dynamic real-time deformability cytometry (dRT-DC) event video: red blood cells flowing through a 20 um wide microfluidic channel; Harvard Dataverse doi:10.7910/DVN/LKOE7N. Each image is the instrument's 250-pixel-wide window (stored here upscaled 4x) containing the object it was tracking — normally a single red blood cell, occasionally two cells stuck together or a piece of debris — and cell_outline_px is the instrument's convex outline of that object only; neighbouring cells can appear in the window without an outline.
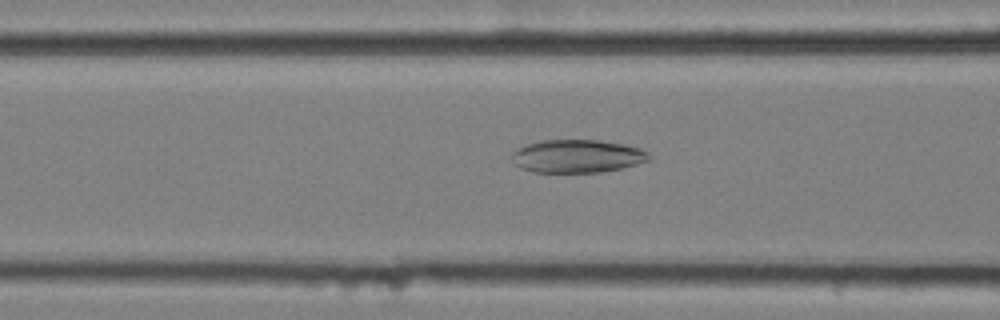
{"species": "common noctule bat (a hibernating species)", "species_latin": "Nyctalus noctula", "temperature_condition": "cold", "stored_images_in_passage": 55, "camera_frame_rate_fps": 3000, "um_per_image_px": 0.085, "animal": {"sex": "female", "body_mass_g": 25.1}, "frame": {"image": 1, "passage_image": 21, "time_ms": 6.667, "image_size_px": [1000, 320], "cell_outline_px": [[652, 160], [620, 168], [600, 172], [532, 172], [520, 168], [512, 164], [508, 156], [512, 152], [528, 144], [540, 140], [600, 140], [624, 144], [640, 148], [648, 152], [652, 156]], "centroid_in_image_um": [49.04, 13.27], "position_along_channel_um": 117.6, "area_um2": 26.76}}
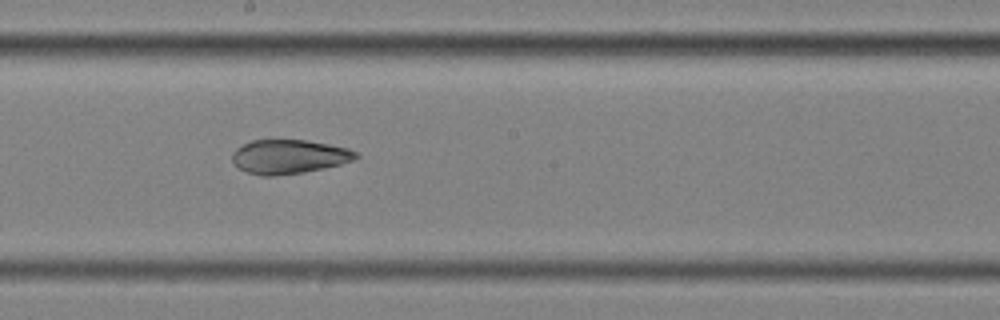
{"frame": {"image": 2, "passage_image": 30, "time_ms": 9.667, "image_size_px": [1000, 320], "cell_outline_px": [[360, 156], [352, 160], [340, 164], [324, 168], [304, 172], [272, 176], [264, 176], [248, 172], [240, 168], [232, 160], [232, 152], [236, 148], [252, 140], [276, 136], [304, 140], [328, 144], [348, 148], [356, 152]], "centroid_in_image_um": [24.53, 13.27], "position_along_channel_um": 223.7, "area_um2": 25.09}}
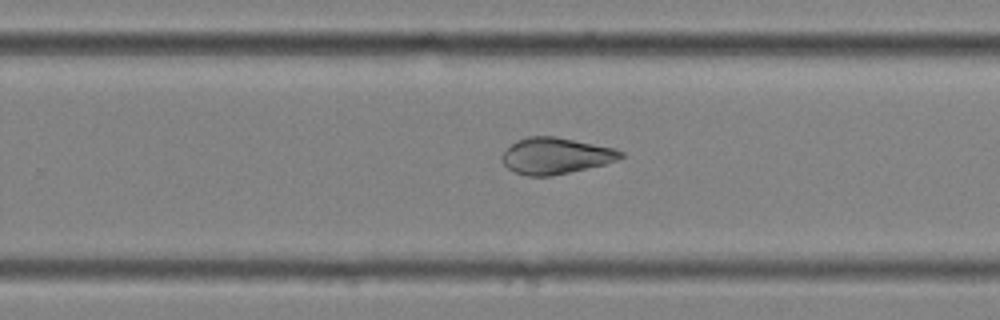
{"frame": {"image": 3, "passage_image": 35, "time_ms": 11.333, "image_size_px": [1000, 320], "cell_outline_px": [[624, 156], [616, 160], [604, 164], [552, 176], [528, 176], [512, 172], [504, 164], [500, 156], [516, 140], [528, 136], [556, 136], [616, 148], [624, 152]], "centroid_in_image_um": [47.22, 13.24], "position_along_channel_um": 282.6, "area_um2": 25.2}}